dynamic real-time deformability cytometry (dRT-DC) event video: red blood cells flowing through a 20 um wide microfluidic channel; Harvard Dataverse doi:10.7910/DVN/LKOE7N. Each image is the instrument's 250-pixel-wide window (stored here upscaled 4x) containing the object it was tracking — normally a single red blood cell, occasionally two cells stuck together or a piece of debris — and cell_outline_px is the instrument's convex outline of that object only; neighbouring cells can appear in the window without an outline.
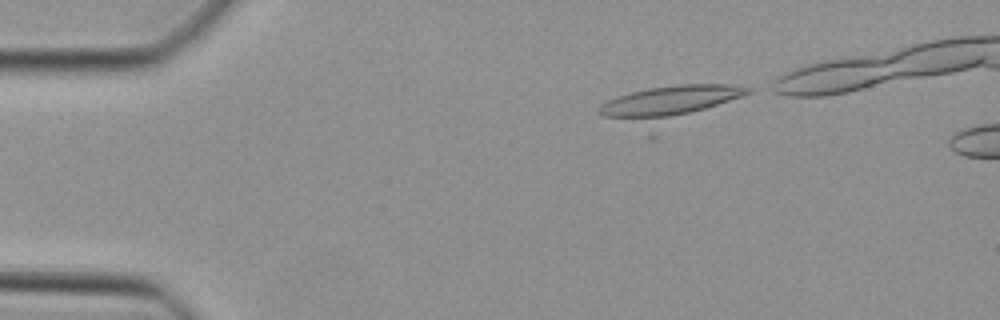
{"species": "Egyptian fruit bat (a non-hibernating species)", "species_latin": "Rousettus aegyptiacus", "temperature_condition": "cold", "stored_images_in_passage": 32, "camera_frame_rate_fps": 3000, "um_per_image_px": 0.085, "animal": {"sex": "female"}, "frame": {"image": 1, "passage_image": 1, "time_ms": 0.0, "image_size_px": [1000, 320], "cell_outline_px": [[752, 92], [704, 108], [656, 120], [648, 120], [604, 116], [600, 112], [600, 104], [608, 100], [632, 92], [648, 88], [680, 84], [728, 84], [752, 88]], "centroid_in_image_um": [56.94, 8.55], "position_along_channel_um": 28.1, "area_um2": 25.09}}
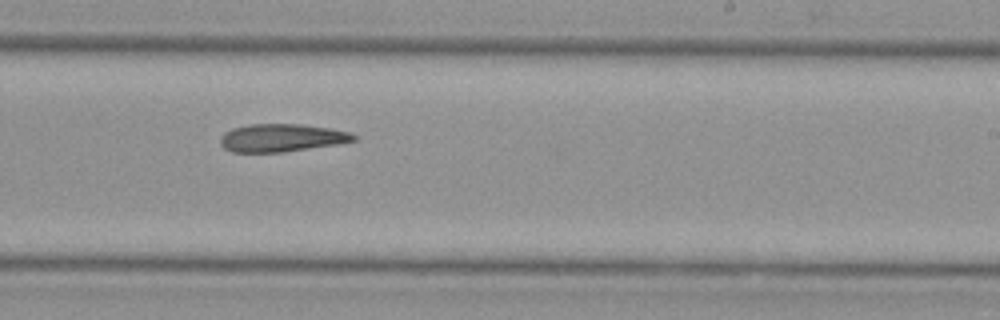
{"frame": {"image": 2, "passage_image": 22, "time_ms": 7.0, "image_size_px": [1000, 320], "cell_outline_px": [[356, 140], [340, 144], [284, 152], [232, 152], [224, 148], [220, 144], [220, 136], [224, 132], [232, 128], [248, 124], [304, 124], [352, 132], [356, 136]], "centroid_in_image_um": [23.94, 11.71], "position_along_channel_um": 265.1, "area_um2": 21.91}}
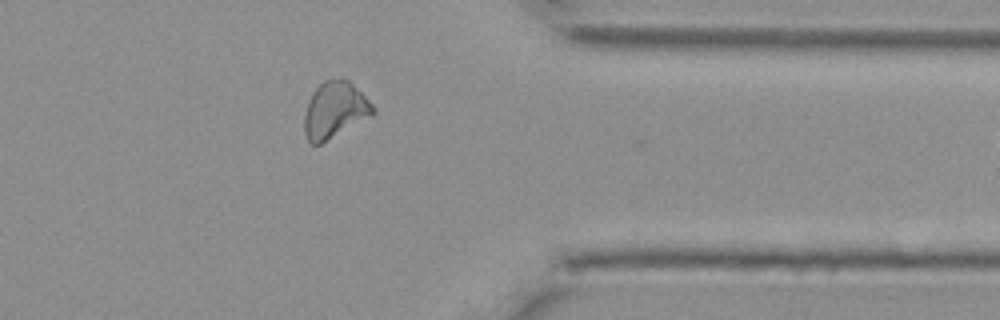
{"frame": {"image": 3, "passage_image": 31, "time_ms": 10.0, "image_size_px": [1000, 320], "cell_outline_px": [[376, 112], [372, 116], [320, 144], [312, 144], [308, 140], [304, 132], [304, 116], [308, 100], [316, 88], [324, 80], [340, 76], [348, 80], [376, 108]], "centroid_in_image_um": [28.46, 9.34], "position_along_channel_um": 382.9, "area_um2": 22.54}}